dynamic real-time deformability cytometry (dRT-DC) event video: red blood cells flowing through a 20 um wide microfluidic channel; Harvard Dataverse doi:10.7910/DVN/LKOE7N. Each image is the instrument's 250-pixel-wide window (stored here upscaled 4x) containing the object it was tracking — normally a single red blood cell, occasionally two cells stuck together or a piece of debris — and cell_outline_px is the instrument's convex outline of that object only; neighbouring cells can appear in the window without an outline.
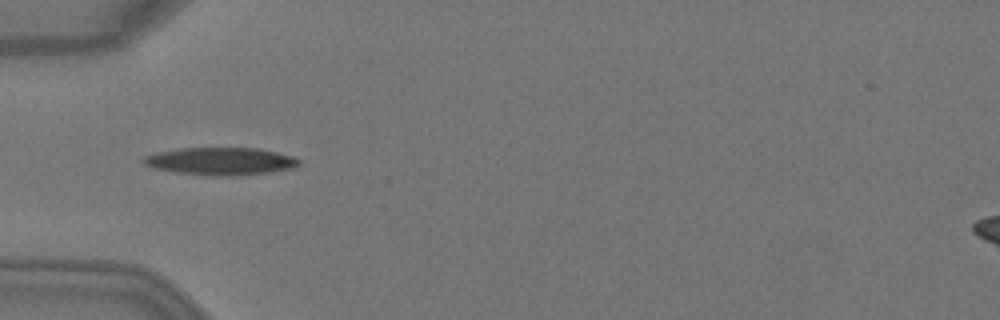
{"species": "Egyptian fruit bat (a non-hibernating species)", "species_latin": "Rousettus aegyptiacus", "temperature_condition": "warm", "stored_images_in_passage": 1, "camera_frame_rate_fps": 3000, "um_per_image_px": 0.085, "animal": {"sex": "female"}, "frame": {"image": 1, "passage_image": 1, "time_ms": 0.0, "image_size_px": [1000, 320], "cell_outline_px": [[300, 164], [288, 168], [268, 172], [236, 176], [212, 176], [176, 172], [152, 168], [144, 164], [140, 160], [144, 156], [156, 152], [180, 148], [256, 148], [276, 152], [292, 156], [300, 160]], "centroid_in_image_um": [18.67, 13.7], "position_along_channel_um": 66.3, "area_um2": 24.91}}